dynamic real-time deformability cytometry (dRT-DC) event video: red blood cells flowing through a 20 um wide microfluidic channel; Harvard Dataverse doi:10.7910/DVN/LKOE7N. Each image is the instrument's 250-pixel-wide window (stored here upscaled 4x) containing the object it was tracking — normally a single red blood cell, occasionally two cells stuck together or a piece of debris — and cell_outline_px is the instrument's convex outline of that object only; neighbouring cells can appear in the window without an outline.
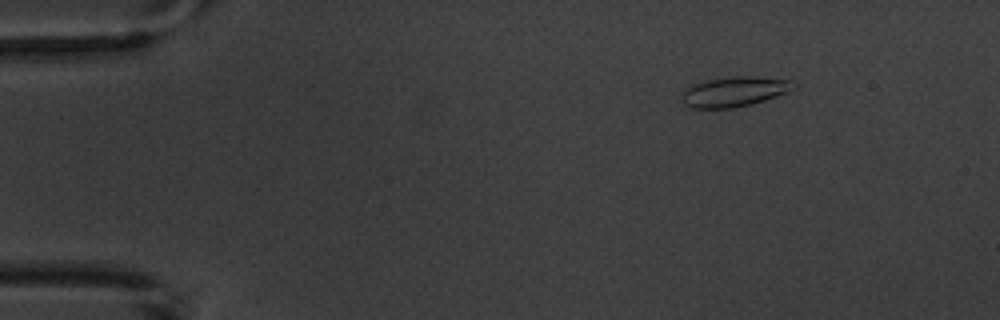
{"species": "common noctule bat (a hibernating species)", "species_latin": "Nyctalus noctula", "temperature_condition": "warm", "stored_images_in_passage": 5, "camera_frame_rate_fps": 3000, "um_per_image_px": 0.085, "animal": {"sex": "male", "body_mass_g": 20.1, "forearm_length_mm": 53.5}, "frame": {"image": 1, "passage_image": 3, "time_ms": 2.333, "image_size_px": [1000, 320], "cell_outline_px": [[796, 88], [788, 92], [752, 104], [732, 108], [688, 108], [684, 104], [684, 88], [708, 80], [736, 76], [752, 76], [792, 80], [796, 84]], "centroid_in_image_um": [62.47, 7.79], "position_along_channel_um": 22.5, "area_um2": 19.36}}